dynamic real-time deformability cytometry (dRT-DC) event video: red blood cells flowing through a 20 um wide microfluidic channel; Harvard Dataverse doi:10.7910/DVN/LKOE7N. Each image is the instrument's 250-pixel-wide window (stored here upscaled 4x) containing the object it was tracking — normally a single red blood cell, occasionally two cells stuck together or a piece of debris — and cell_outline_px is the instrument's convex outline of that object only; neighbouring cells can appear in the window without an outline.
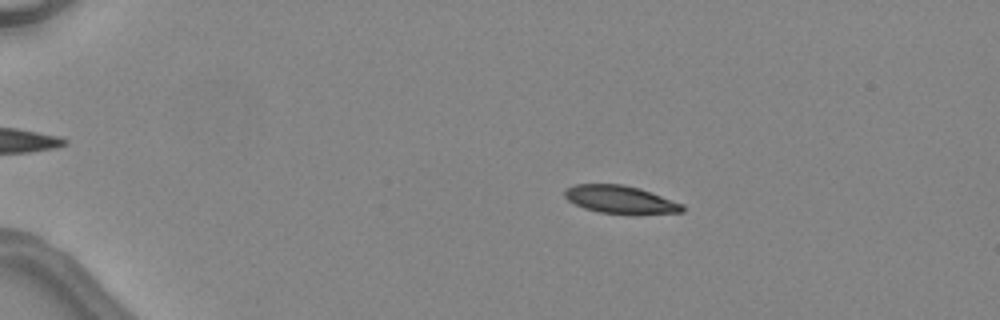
{"species": "common noctule bat (a hibernating species)", "species_latin": "Nyctalus noctula", "temperature_condition": "warm", "stored_images_in_passage": 4, "camera_frame_rate_fps": 3000, "um_per_image_px": 0.085, "animal": {"sex": "female", "body_mass_g": 24.6, "forearm_length_mm": 56.2}, "frame": {"image": 1, "passage_image": 2, "time_ms": 1.333, "image_size_px": [1000, 320], "cell_outline_px": [[684, 212], [600, 212], [584, 208], [568, 200], [564, 196], [564, 188], [576, 184], [624, 184], [640, 188], [684, 204]], "centroid_in_image_um": [52.68, 16.91], "position_along_channel_um": 32.3, "area_um2": 18.5}}